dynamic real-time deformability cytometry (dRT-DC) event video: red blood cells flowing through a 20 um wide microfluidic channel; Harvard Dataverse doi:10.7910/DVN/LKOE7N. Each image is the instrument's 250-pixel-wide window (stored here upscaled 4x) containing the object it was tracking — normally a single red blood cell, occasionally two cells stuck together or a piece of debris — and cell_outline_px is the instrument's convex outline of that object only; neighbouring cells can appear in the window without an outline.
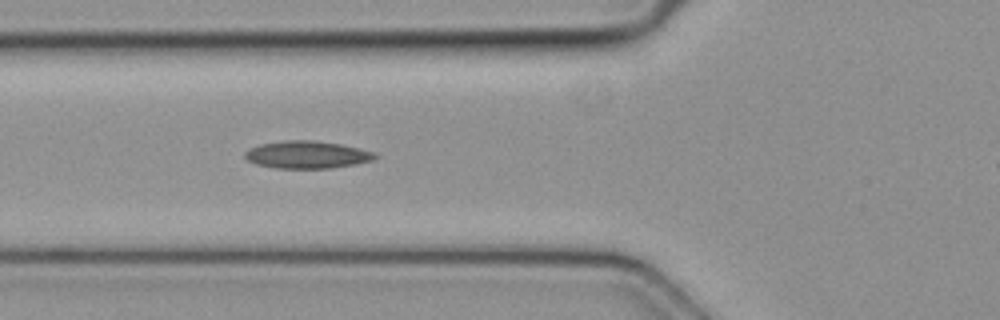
{"species": "common noctule bat (a hibernating species)", "species_latin": "Nyctalus noctula", "temperature_condition": "cold", "stored_images_in_passage": 10, "camera_frame_rate_fps": 3000, "um_per_image_px": 0.085, "animal": {"sex": "female", "body_mass_g": 19.3, "forearm_length_mm": 54.1}, "frame": {"image": 1, "passage_image": 6, "time_ms": 1.667, "image_size_px": [1000, 320], "cell_outline_px": [[376, 156], [372, 160], [356, 164], [328, 168], [276, 168], [256, 164], [248, 160], [244, 156], [244, 152], [260, 144], [284, 140], [312, 140], [340, 144], [372, 152]], "centroid_in_image_um": [26.04, 13.15], "position_along_channel_um": 99.8, "area_um2": 20.46}}
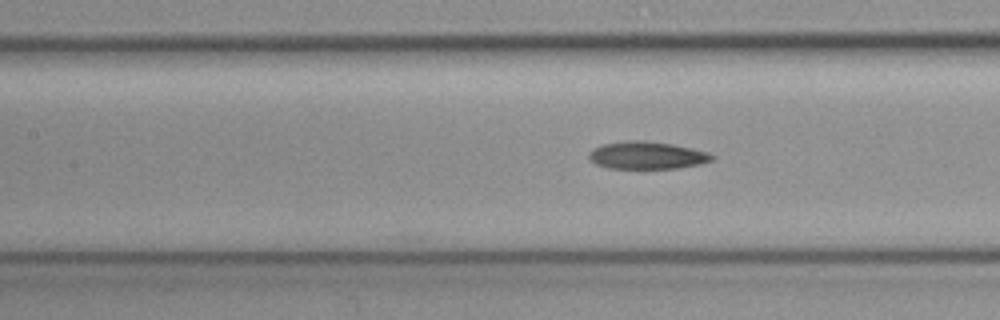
{"frame": {"image": 2, "passage_image": 10, "time_ms": 3.0, "image_size_px": [1000, 320], "cell_outline_px": [[716, 160], [700, 164], [680, 168], [608, 168], [596, 164], [588, 160], [588, 152], [592, 148], [604, 144], [640, 140], [672, 144], [692, 148], [708, 152], [716, 156]], "centroid_in_image_um": [55.02, 13.21], "position_along_channel_um": 152.4, "area_um2": 19.77}}